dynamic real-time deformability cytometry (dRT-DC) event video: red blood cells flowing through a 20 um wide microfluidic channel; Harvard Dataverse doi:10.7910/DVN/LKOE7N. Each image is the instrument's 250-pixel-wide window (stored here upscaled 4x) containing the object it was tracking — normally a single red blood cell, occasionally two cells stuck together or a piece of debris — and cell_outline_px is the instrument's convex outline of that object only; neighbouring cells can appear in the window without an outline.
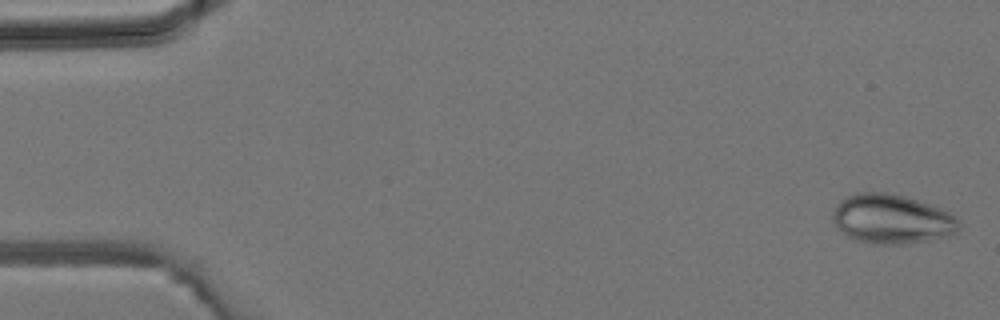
{"species": "common noctule bat (a hibernating species)", "species_latin": "Nyctalus noctula", "temperature_condition": "room temperature", "stored_images_in_passage": 44, "camera_frame_rate_fps": 3000, "um_per_image_px": 0.085, "animal": {"sex": "male", "body_mass_g": 19.2, "forearm_length_mm": 51.8}, "frame": {"image": 1, "passage_image": 1, "time_ms": 0.0, "image_size_px": [1000, 320], "cell_outline_px": [[960, 228], [956, 232], [948, 236], [932, 240], [904, 244], [876, 244], [856, 240], [840, 232], [836, 228], [832, 220], [832, 212], [840, 200], [844, 196], [856, 192], [884, 192], [904, 196], [940, 208], [956, 216], [960, 220]], "centroid_in_image_um": [75.78, 18.62], "position_along_channel_um": 9.2, "area_um2": 36.7}}
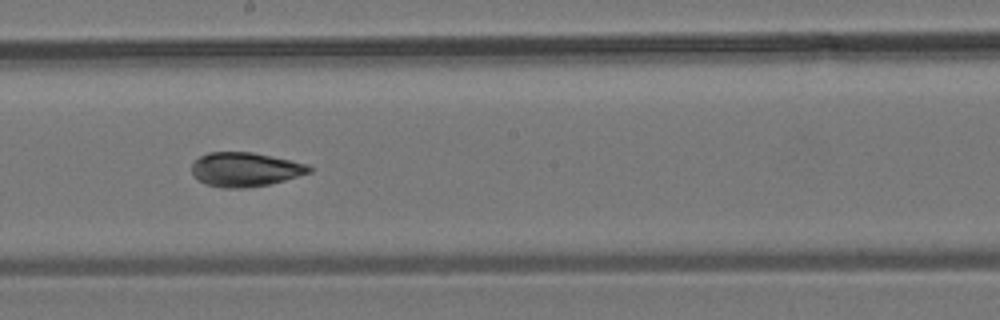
{"frame": {"image": 2, "passage_image": 24, "time_ms": 7.667, "image_size_px": [1000, 320], "cell_outline_px": [[312, 172], [284, 180], [268, 184], [244, 188], [220, 188], [208, 184], [200, 180], [192, 172], [192, 164], [200, 156], [208, 152], [252, 152], [292, 160], [308, 164], [312, 168]], "centroid_in_image_um": [20.87, 14.39], "position_along_channel_um": 227.3, "area_um2": 23.24}}
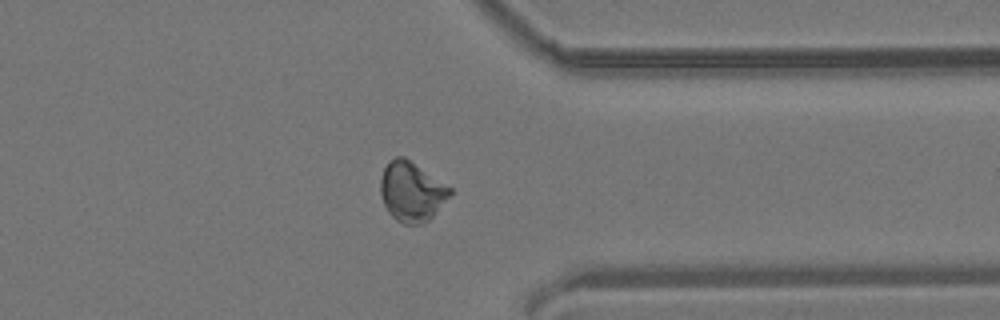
{"frame": {"image": 3, "passage_image": 34, "time_ms": 11.0, "image_size_px": [1000, 320], "cell_outline_px": [[452, 192], [432, 216], [428, 220], [420, 224], [404, 224], [396, 220], [388, 212], [380, 196], [380, 180], [384, 168], [396, 156], [404, 156], [452, 188]], "centroid_in_image_um": [34.96, 16.29], "position_along_channel_um": 376.4, "area_um2": 23.87}}